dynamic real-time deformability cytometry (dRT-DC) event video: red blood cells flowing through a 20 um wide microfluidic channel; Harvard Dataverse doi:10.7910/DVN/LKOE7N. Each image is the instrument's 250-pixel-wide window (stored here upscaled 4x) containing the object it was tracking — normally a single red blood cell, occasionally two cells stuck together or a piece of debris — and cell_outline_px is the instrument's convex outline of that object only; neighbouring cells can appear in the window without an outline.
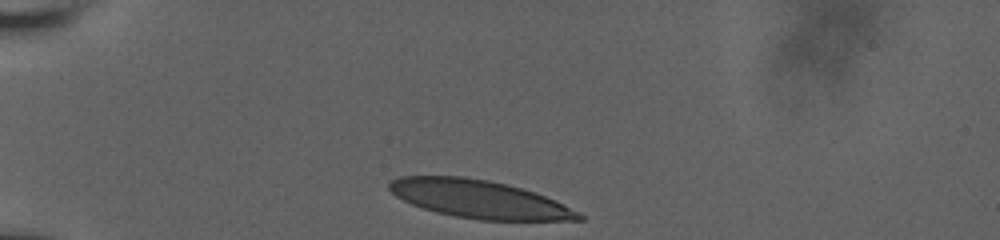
{"species": "human", "species_latin": "Homo sapiens", "temperature_condition": "room temperature", "stored_images_in_passage": 33, "camera_frame_rate_fps": 3000, "um_per_image_px": 0.085, "donor": {"sex": "male"}, "frame": {"image": 1, "passage_image": 1, "time_ms": 0.0, "image_size_px": [1000, 240], "cell_outline_px": [[584, 220], [480, 220], [456, 216], [436, 212], [412, 204], [396, 196], [388, 188], [388, 184], [392, 180], [400, 176], [464, 176], [488, 180], [536, 192], [580, 212], [584, 216]], "centroid_in_image_um": [40.73, 16.92], "position_along_channel_um": 44.3, "area_um2": 41.62}}
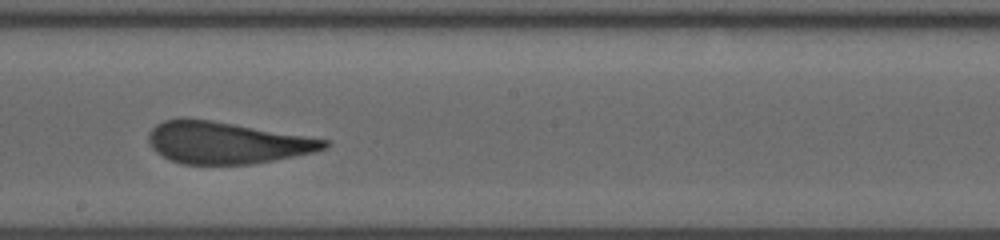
{"frame": {"image": 2, "passage_image": 19, "time_ms": 6.0, "image_size_px": [1000, 240], "cell_outline_px": [[332, 144], [328, 148], [312, 152], [252, 164], [184, 164], [168, 160], [156, 152], [152, 148], [148, 140], [148, 132], [156, 124], [164, 120], [184, 116], [188, 116], [212, 120], [328, 140]], "centroid_in_image_um": [19.18, 12.11], "position_along_channel_um": 229.0, "area_um2": 43.0}}
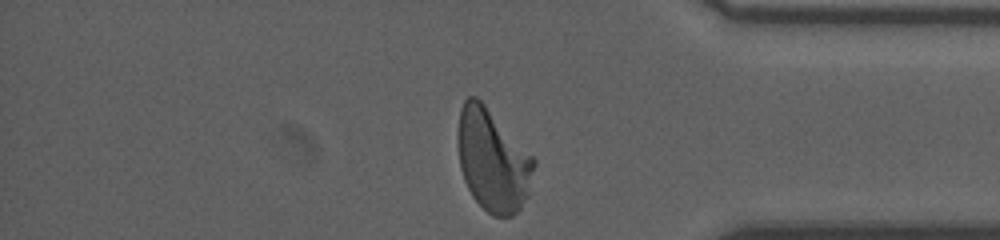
{"frame": {"image": 3, "passage_image": 33, "time_ms": 10.667, "image_size_px": [1000, 240], "cell_outline_px": [[536, 164], [528, 196], [520, 208], [512, 216], [492, 216], [472, 196], [464, 180], [460, 168], [456, 136], [460, 108], [464, 100], [468, 96], [476, 96], [484, 104], [536, 160]], "centroid_in_image_um": [41.86, 13.62], "position_along_channel_um": 393.3, "area_um2": 45.32}, "authors_computed_cell_mechanics": {"area_um2": 43.5234, "velocity_mm_per_s": 3.8227, "shape_relaxation_time_tau1_ms": 6.377, "shape_relaxation_time_tau2_ms": 0.8388, "deformation_change_tau1": 0.2251, "deformation_change_tau2": 0.0844}}